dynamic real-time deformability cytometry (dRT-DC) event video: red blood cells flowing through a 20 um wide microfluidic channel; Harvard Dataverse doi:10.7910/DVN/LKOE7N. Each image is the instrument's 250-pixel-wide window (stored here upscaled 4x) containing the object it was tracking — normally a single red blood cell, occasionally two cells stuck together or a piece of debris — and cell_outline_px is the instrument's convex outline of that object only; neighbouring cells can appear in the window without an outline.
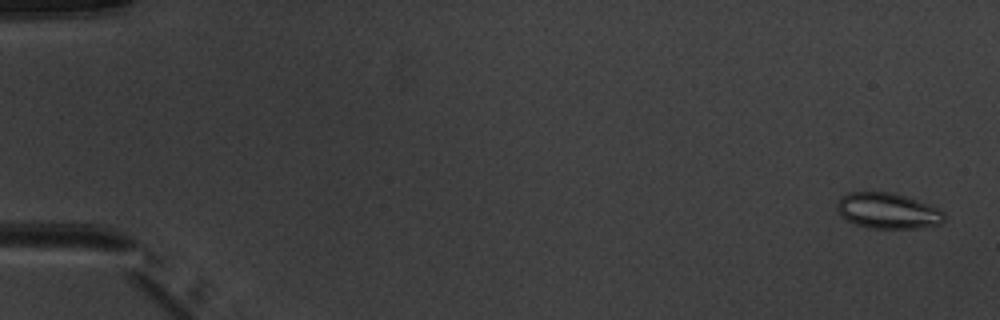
{"species": "common noctule bat (a hibernating species)", "species_latin": "Nyctalus noctula", "temperature_condition": "warm", "stored_images_in_passage": 4, "camera_frame_rate_fps": 3000, "um_per_image_px": 0.085, "animal": {"sex": "male", "body_mass_g": 20.1, "forearm_length_mm": 53.5}, "frame": {"image": 1, "passage_image": 1, "time_ms": 0.0, "image_size_px": [1000, 320], "cell_outline_px": [[944, 220], [940, 224], [920, 228], [868, 228], [856, 224], [840, 216], [836, 208], [836, 204], [840, 196], [848, 192], [892, 192], [928, 204], [944, 212]], "centroid_in_image_um": [75.42, 17.92], "position_along_channel_um": 9.6, "area_um2": 22.31}}
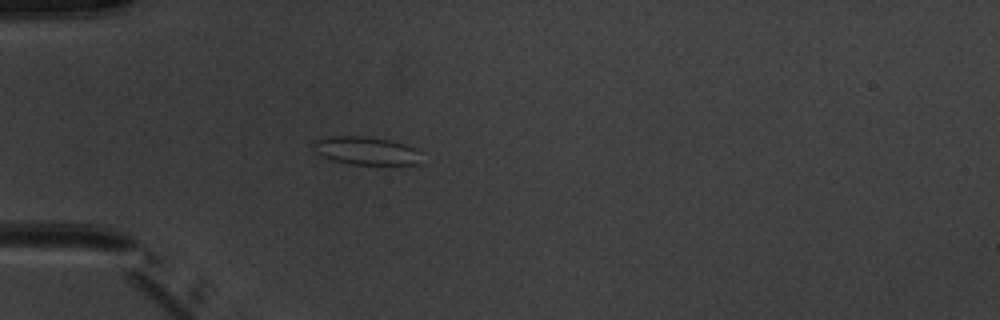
{"frame": {"image": 2, "passage_image": 4, "time_ms": 4.667, "image_size_px": [1000, 320], "cell_outline_px": [[424, 164], [352, 164], [332, 160], [316, 152], [312, 144], [316, 140], [328, 136], [360, 136], [388, 140], [404, 144], [416, 148], [420, 152]], "centroid_in_image_um": [31.17, 12.82], "position_along_channel_um": 53.8, "area_um2": 17.63}}